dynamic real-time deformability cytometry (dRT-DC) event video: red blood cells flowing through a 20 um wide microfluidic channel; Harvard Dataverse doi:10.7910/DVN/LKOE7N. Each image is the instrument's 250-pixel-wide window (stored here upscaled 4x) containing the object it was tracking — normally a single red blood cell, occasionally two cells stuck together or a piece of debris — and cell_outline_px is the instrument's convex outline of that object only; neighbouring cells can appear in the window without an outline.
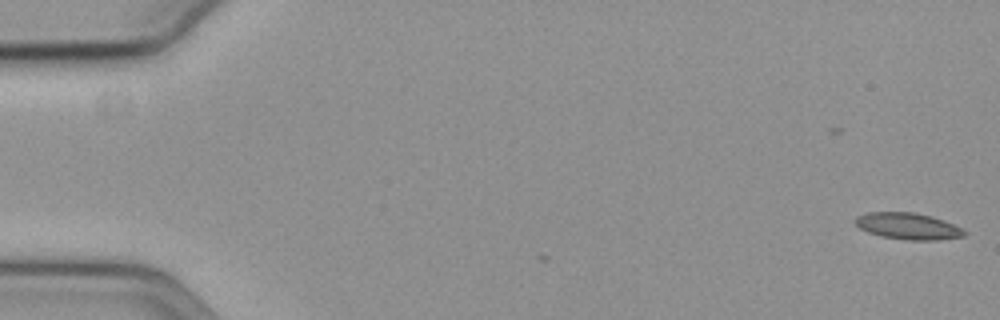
{"species": "common noctule bat (a hibernating species)", "species_latin": "Nyctalus noctula", "temperature_condition": "cold", "stored_images_in_passage": 2, "camera_frame_rate_fps": 3000, "um_per_image_px": 0.085, "animal": {"sex": "female", "body_mass_g": 19.3, "forearm_length_mm": 54.1}, "frame": {"image": 1, "passage_image": 2, "time_ms": 0.333, "image_size_px": [1000, 320], "cell_outline_px": [[968, 232], [964, 236], [940, 240], [908, 240], [880, 236], [868, 232], [860, 228], [852, 220], [856, 216], [868, 212], [916, 212], [932, 216], [944, 220]], "centroid_in_image_um": [77.16, 19.22], "position_along_channel_um": 7.8, "area_um2": 16.99}}